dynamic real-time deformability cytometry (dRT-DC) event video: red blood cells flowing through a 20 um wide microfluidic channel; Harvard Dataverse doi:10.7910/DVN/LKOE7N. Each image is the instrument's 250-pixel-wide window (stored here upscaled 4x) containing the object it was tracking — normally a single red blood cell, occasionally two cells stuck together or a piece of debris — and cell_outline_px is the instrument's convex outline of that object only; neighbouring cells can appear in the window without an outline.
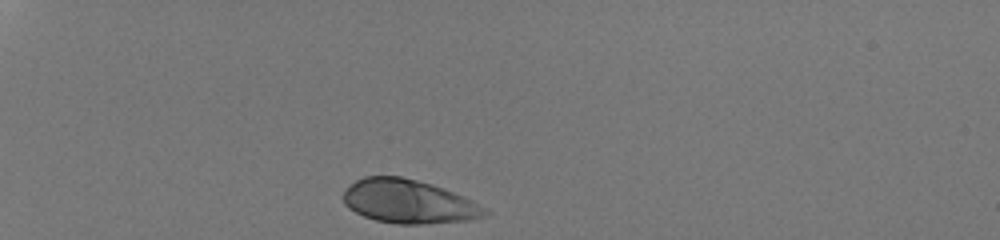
{"species": "human", "species_latin": "Homo sapiens", "temperature_condition": "room temperature", "stored_images_in_passage": 30, "camera_frame_rate_fps": 3000, "um_per_image_px": 0.085, "donor": {"sex": "male"}, "frame": {"image": 1, "passage_image": 1, "time_ms": 0.0, "image_size_px": [1000, 240], "cell_outline_px": [[492, 212], [484, 216], [468, 220], [420, 224], [396, 224], [376, 220], [364, 216], [348, 208], [344, 204], [340, 196], [356, 180], [364, 176], [400, 176], [432, 184], [444, 188], [488, 208]], "centroid_in_image_um": [34.73, 17.13], "position_along_channel_um": 50.3, "area_um2": 36.07}}
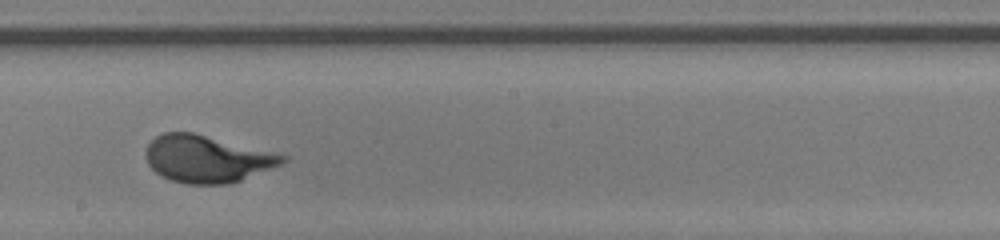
{"frame": {"image": 2, "passage_image": 18, "time_ms": 5.667, "image_size_px": [1000, 240], "cell_outline_px": [[288, 160], [284, 164], [240, 180], [228, 184], [184, 184], [160, 176], [148, 164], [148, 144], [156, 136], [164, 132], [192, 132], [288, 156]], "centroid_in_image_um": [17.62, 13.52], "position_along_channel_um": 230.6, "area_um2": 37.17}}
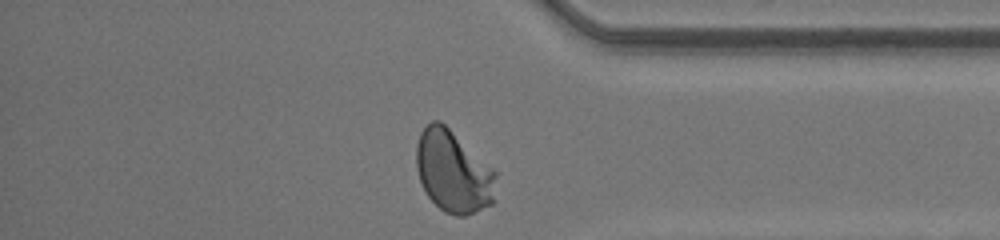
{"frame": {"image": 3, "passage_image": 30, "time_ms": 9.667, "image_size_px": [1000, 240], "cell_outline_px": [[496, 176], [492, 204], [464, 216], [456, 216], [444, 212], [428, 196], [420, 180], [416, 168], [416, 144], [420, 132], [432, 120], [440, 120], [496, 172]], "centroid_in_image_um": [38.49, 14.58], "position_along_channel_um": 396.7, "area_um2": 37.57}, "authors_computed_cell_mechanics": {"area_um2": 36.3851, "velocity_mm_per_s": 4.2406, "shape_relaxation_time_tau1_ms": 2.0022, "shape_relaxation_time_tau2_ms": null, "deformation_change_tau1": 0.155, "deformation_change_tau2": null}}